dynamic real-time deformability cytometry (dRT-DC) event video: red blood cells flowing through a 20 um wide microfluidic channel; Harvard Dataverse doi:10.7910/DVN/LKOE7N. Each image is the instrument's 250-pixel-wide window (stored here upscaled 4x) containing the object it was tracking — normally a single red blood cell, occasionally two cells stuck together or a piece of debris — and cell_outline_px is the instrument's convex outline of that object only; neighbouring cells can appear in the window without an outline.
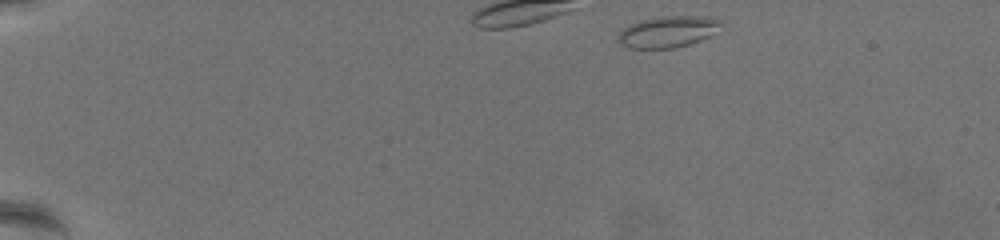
{"species": "common noctule bat (a hibernating species)", "species_latin": "Nyctalus noctula", "temperature_condition": "warm", "stored_images_in_passage": 23, "camera_frame_rate_fps": 3000, "um_per_image_px": 0.085, "animal": {"sex": "female", "body_mass_g": 19.5, "forearm_length_mm": 54.1}, "frame": {"image": 1, "passage_image": 1, "time_ms": 0.0, "image_size_px": [1000, 240], "cell_outline_px": [[720, 24], [712, 36], [688, 44], [672, 48], [628, 48], [620, 44], [616, 36], [628, 24], [640, 20], [660, 16], [708, 16], [720, 20]], "centroid_in_image_um": [56.73, 2.69], "position_along_channel_um": 28.3, "area_um2": 18.84}}
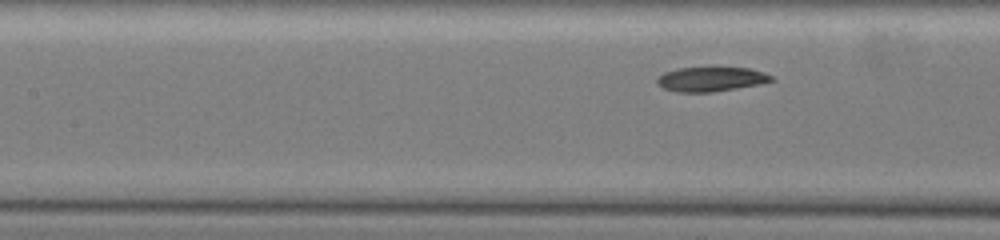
{"frame": {"image": 2, "passage_image": 16, "time_ms": 5.0, "image_size_px": [1000, 240], "cell_outline_px": [[776, 80], [760, 84], [712, 92], [676, 92], [664, 88], [656, 84], [656, 80], [664, 72], [676, 68], [712, 64], [716, 64], [748, 68], [764, 72], [772, 76]], "centroid_in_image_um": [60.44, 6.66], "position_along_channel_um": 147.0, "area_um2": 17.34}}
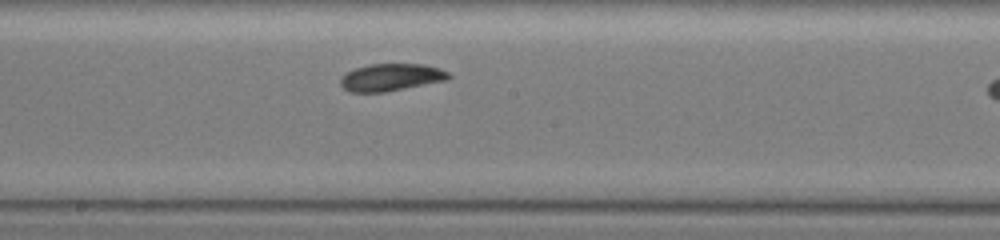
{"frame": {"image": 3, "passage_image": 22, "time_ms": 7.0, "image_size_px": [1000, 240], "cell_outline_px": [[452, 76], [448, 80], [384, 92], [348, 92], [340, 84], [340, 80], [348, 72], [356, 68], [372, 64], [424, 64], [440, 68], [448, 72]], "centroid_in_image_um": [33.28, 6.57], "position_along_channel_um": 214.9, "area_um2": 17.11}}